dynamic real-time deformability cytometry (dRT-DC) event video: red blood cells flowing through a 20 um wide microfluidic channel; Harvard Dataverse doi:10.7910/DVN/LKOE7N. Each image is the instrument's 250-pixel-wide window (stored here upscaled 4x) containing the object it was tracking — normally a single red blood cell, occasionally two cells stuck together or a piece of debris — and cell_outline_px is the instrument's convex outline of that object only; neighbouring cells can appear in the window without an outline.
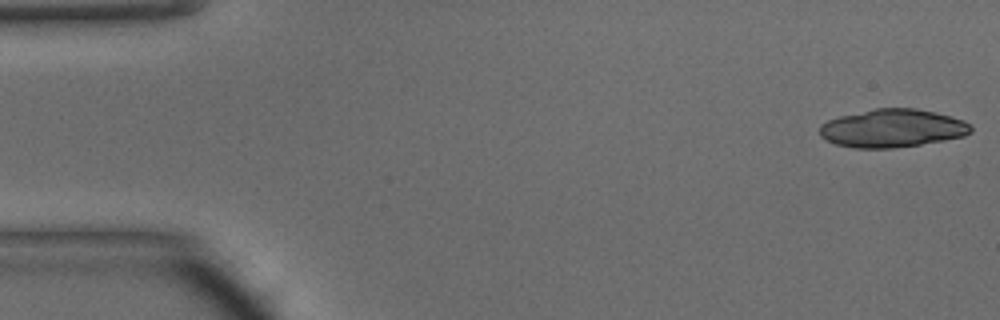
{"species": "common noctule bat (a hibernating species)", "species_latin": "Nyctalus noctula", "temperature_condition": "warm", "stored_images_in_passage": 46, "camera_frame_rate_fps": 3000, "um_per_image_px": 0.085, "animal": {"sex": "male", "body_mass_g": 15.6}, "frame": {"image": 1, "passage_image": 1, "time_ms": 0.0, "image_size_px": [1000, 320], "cell_outline_px": [[972, 132], [964, 136], [944, 140], [920, 144], [892, 148], [856, 148], [836, 144], [820, 136], [820, 124], [828, 120], [840, 116], [876, 108], [916, 108], [936, 112], [964, 120], [972, 128]], "centroid_in_image_um": [75.86, 10.9], "position_along_channel_um": 9.1, "area_um2": 33.47}}